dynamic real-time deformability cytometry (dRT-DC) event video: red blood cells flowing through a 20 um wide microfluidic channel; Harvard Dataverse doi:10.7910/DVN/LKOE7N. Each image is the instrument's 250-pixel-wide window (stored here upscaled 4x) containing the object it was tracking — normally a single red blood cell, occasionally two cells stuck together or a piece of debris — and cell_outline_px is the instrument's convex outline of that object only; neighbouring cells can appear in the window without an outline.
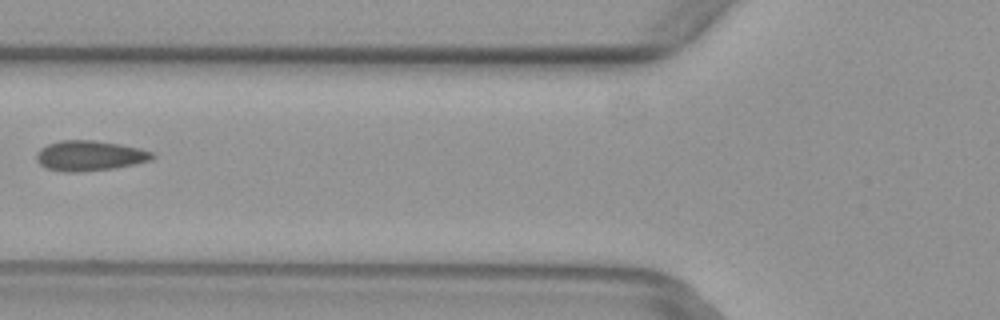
{"species": "common noctule bat (a hibernating species)", "species_latin": "Nyctalus noctula", "temperature_condition": "warm", "stored_images_in_passage": 6, "camera_frame_rate_fps": 3000, "um_per_image_px": 0.085, "animal": {"sex": "female", "body_mass_g": 29.2, "forearm_length_mm": 56.3}, "frame": {"image": 1, "passage_image": 5, "time_ms": 1.333, "image_size_px": [1000, 320], "cell_outline_px": [[156, 156], [152, 160], [136, 164], [116, 168], [84, 172], [64, 172], [44, 168], [36, 160], [36, 152], [40, 148], [48, 144], [60, 140], [92, 140], [120, 144], [140, 148], [152, 152]], "centroid_in_image_um": [7.62, 13.25], "position_along_channel_um": 118.2, "area_um2": 20.75}}